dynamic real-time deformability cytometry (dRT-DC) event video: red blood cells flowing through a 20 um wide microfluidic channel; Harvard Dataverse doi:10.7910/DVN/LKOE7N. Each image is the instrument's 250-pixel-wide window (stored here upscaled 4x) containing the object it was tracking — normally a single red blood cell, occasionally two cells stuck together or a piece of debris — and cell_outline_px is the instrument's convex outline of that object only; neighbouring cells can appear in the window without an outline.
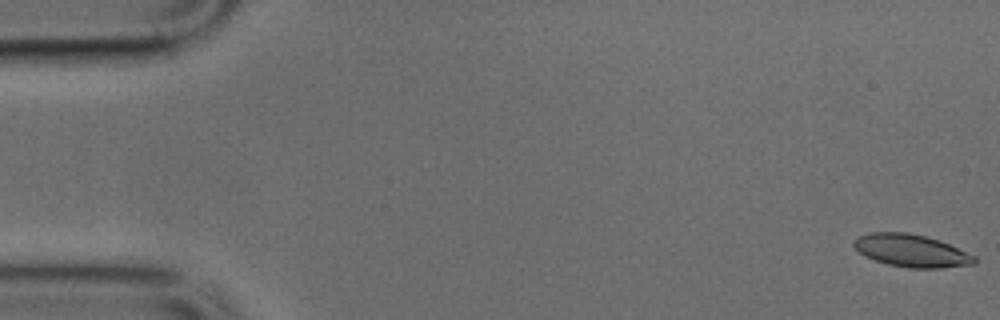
{"species": "common noctule bat (a hibernating species)", "species_latin": "Nyctalus noctula", "temperature_condition": "cold", "stored_images_in_passage": 49, "camera_frame_rate_fps": 3000, "um_per_image_px": 0.085, "animal": {"sex": "male", "body_mass_g": 17.9, "forearm_length_mm": 54.2}, "frame": {"image": 1, "passage_image": 1, "time_ms": 0.0, "image_size_px": [1000, 320], "cell_outline_px": [[976, 264], [940, 268], [908, 268], [888, 264], [864, 256], [852, 244], [860, 236], [868, 232], [908, 232], [924, 236], [948, 244], [976, 256]], "centroid_in_image_um": [77.47, 21.31], "position_along_channel_um": 7.5, "area_um2": 22.66}}
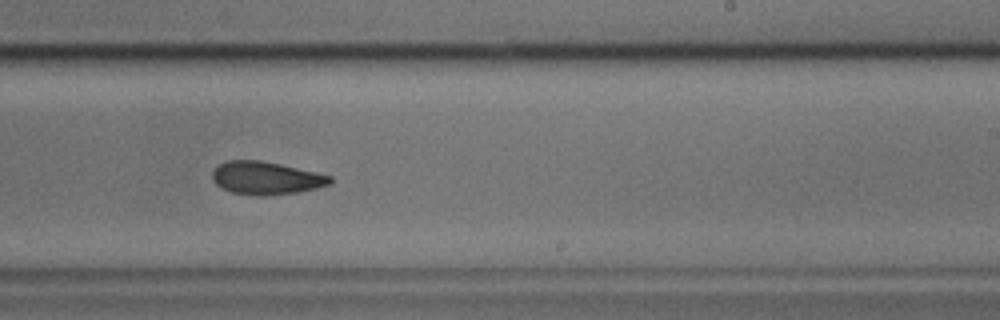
{"frame": {"image": 2, "passage_image": 30, "time_ms": 9.667, "image_size_px": [1000, 320], "cell_outline_px": [[332, 184], [316, 188], [296, 192], [268, 196], [256, 196], [232, 192], [216, 184], [212, 180], [212, 172], [220, 164], [228, 160], [260, 160], [280, 164], [316, 172], [332, 176]], "centroid_in_image_um": [22.63, 15.14], "position_along_channel_um": 266.4, "area_um2": 22.54}}
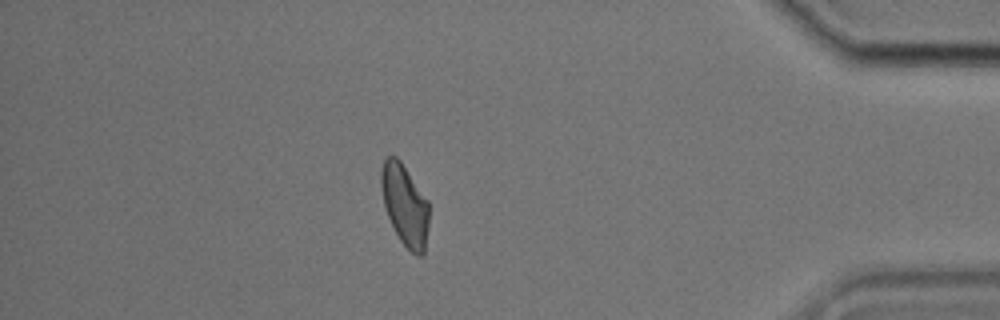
{"frame": {"image": 3, "passage_image": 43, "time_ms": 14.0, "image_size_px": [1000, 320], "cell_outline_px": [[428, 228], [424, 256], [416, 256], [400, 240], [388, 216], [384, 204], [380, 184], [380, 172], [384, 160], [388, 156], [396, 156], [400, 160], [428, 200]], "centroid_in_image_um": [34.42, 17.42], "position_along_channel_um": 400.8, "area_um2": 22.54}}